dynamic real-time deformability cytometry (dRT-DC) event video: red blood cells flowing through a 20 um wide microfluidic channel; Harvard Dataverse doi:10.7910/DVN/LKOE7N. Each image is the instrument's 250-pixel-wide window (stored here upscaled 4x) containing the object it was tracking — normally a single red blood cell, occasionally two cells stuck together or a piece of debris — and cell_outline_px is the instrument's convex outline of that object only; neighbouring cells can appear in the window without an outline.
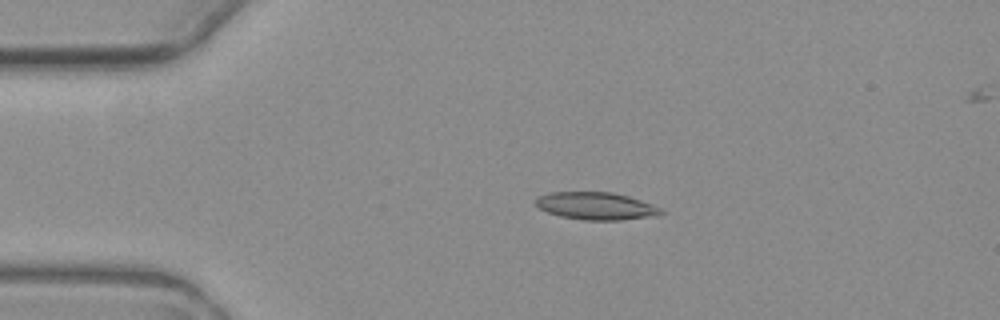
{"species": "common noctule bat (a hibernating species)", "species_latin": "Nyctalus noctula", "temperature_condition": "warm", "stored_images_in_passage": 5, "camera_frame_rate_fps": 3000, "um_per_image_px": 0.085, "animal": {"sex": "female", "body_mass_g": 19.3, "forearm_length_mm": 54.1}, "frame": {"image": 1, "passage_image": 3, "time_ms": 2.333, "image_size_px": [1000, 320], "cell_outline_px": [[664, 212], [660, 216], [620, 220], [584, 220], [560, 216], [548, 212], [540, 208], [536, 204], [536, 196], [548, 192], [612, 192], [628, 196], [652, 204], [660, 208]], "centroid_in_image_um": [50.68, 17.51], "position_along_channel_um": 34.3, "area_um2": 20.17}}